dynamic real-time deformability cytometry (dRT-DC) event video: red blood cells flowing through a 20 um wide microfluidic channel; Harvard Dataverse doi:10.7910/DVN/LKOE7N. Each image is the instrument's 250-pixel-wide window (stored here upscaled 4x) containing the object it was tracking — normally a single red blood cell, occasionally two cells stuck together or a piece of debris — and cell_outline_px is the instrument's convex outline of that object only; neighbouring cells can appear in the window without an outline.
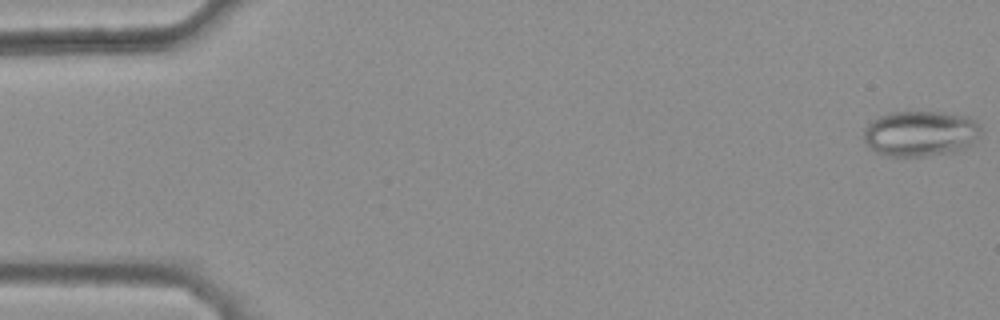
{"species": "common noctule bat (a hibernating species)", "species_latin": "Nyctalus noctula", "temperature_condition": "warm", "stored_images_in_passage": 46, "camera_frame_rate_fps": 3000, "um_per_image_px": 0.085, "animal": {"sex": "female", "body_mass_g": 25.1}, "frame": {"image": 1, "passage_image": 1, "time_ms": 0.0, "image_size_px": [1000, 320], "cell_outline_px": [[980, 136], [976, 144], [952, 152], [924, 156], [888, 156], [876, 152], [864, 144], [864, 128], [872, 120], [888, 112], [940, 112], [968, 116], [980, 124]], "centroid_in_image_um": [78.25, 11.35], "position_along_channel_um": 6.8, "area_um2": 31.5}}
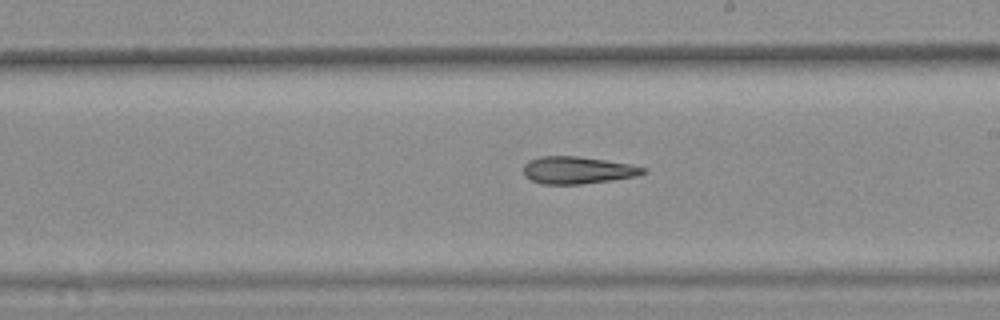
{"frame": {"image": 2, "passage_image": 30, "time_ms": 9.667, "image_size_px": [1000, 320], "cell_outline_px": [[648, 172], [636, 176], [612, 180], [580, 184], [540, 184], [524, 176], [524, 164], [528, 160], [540, 156], [580, 156], [628, 164], [648, 168]], "centroid_in_image_um": [49.08, 14.46], "position_along_channel_um": 239.9, "area_um2": 19.07}}
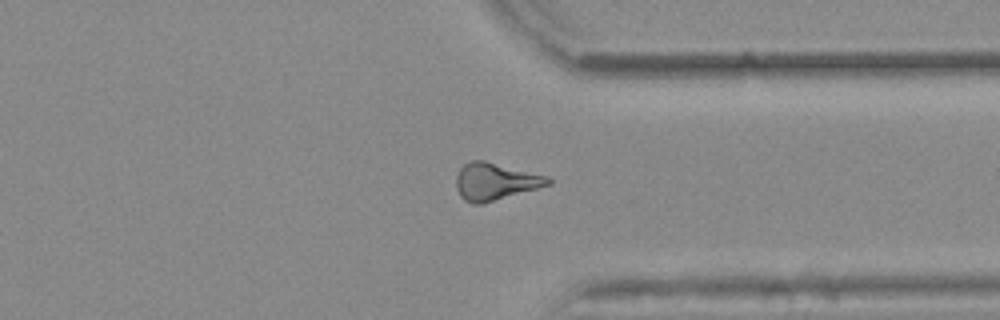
{"frame": {"image": 3, "passage_image": 40, "time_ms": 13.0, "image_size_px": [1000, 320], "cell_outline_px": [[552, 184], [480, 204], [472, 204], [464, 200], [460, 196], [456, 188], [456, 176], [460, 168], [464, 164], [472, 160], [484, 160], [548, 176], [552, 180]], "centroid_in_image_um": [42.08, 15.42], "position_along_channel_um": 369.3, "area_um2": 19.83}, "authors_computed_cell_mechanics": {"area_um2": 19.7965, "velocity_mm_per_s": 3.9163, "shape_relaxation_time_tau1_ms": null, "shape_relaxation_time_tau2_ms": 8.1582, "deformation_change_tau1": null, "deformation_change_tau2": 0.223}}